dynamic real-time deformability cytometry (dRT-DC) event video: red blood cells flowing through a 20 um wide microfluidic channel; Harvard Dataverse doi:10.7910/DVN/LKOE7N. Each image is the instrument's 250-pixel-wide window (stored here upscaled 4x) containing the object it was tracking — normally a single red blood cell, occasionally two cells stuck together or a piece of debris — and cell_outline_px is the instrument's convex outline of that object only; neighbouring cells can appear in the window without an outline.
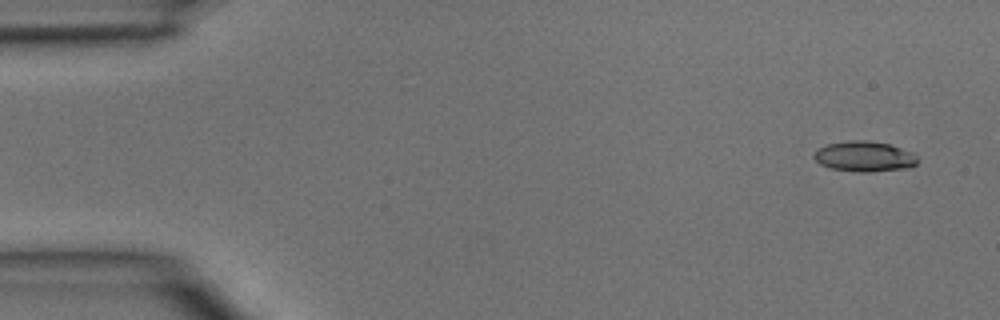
{"species": "common noctule bat (a hibernating species)", "species_latin": "Nyctalus noctula", "temperature_condition": "room temperature", "stored_images_in_passage": 4, "camera_frame_rate_fps": 3000, "um_per_image_px": 0.085, "animal": {"sex": "male", "body_mass_g": 15.6}, "frame": {"image": 1, "passage_image": 1, "time_ms": 0.0, "image_size_px": [1000, 320], "cell_outline_px": [[916, 164], [908, 168], [872, 172], [860, 172], [832, 168], [820, 164], [812, 156], [820, 148], [828, 144], [848, 140], [868, 140], [888, 144], [912, 152], [916, 156]], "centroid_in_image_um": [73.48, 13.3], "position_along_channel_um": 11.5, "area_um2": 18.15}}
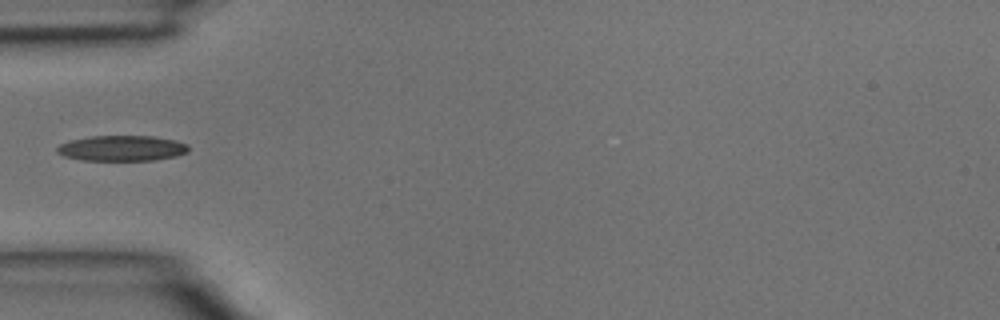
{"frame": {"image": 2, "passage_image": 4, "time_ms": 1.0, "image_size_px": [1000, 320], "cell_outline_px": [[188, 152], [176, 156], [156, 160], [84, 160], [64, 156], [56, 152], [56, 148], [60, 144], [72, 140], [92, 136], [152, 136], [172, 140], [188, 144]], "centroid_in_image_um": [10.36, 12.6], "position_along_channel_um": 74.6, "area_um2": 19.36}}